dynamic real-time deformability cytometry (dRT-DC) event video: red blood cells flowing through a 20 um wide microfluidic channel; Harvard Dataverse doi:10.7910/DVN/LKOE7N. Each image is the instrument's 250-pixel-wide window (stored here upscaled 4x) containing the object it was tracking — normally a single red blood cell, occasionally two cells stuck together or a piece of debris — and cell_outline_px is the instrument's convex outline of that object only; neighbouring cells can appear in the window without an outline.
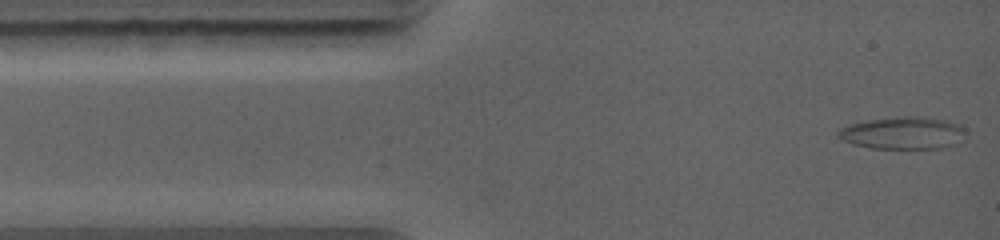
{"species": "common noctule bat (a hibernating species)", "species_latin": "Nyctalus noctula", "temperature_condition": "warm", "stored_images_in_passage": 5, "camera_frame_rate_fps": 5000, "um_per_image_px": 0.085, "animal": {"sex": "female", "body_mass_g": 19.0, "forearm_length_mm": 56.7}, "frame": {"image": 1, "passage_image": 1, "time_ms": 0.0, "image_size_px": [1000, 240], "cell_outline_px": [[964, 140], [944, 148], [868, 148], [852, 144], [836, 136], [836, 132], [840, 128], [848, 124], [868, 120], [896, 116], [924, 116], [948, 120], [960, 124], [964, 128]], "centroid_in_image_um": [76.76, 11.29], "position_along_channel_um": 8.2, "area_um2": 24.45}}
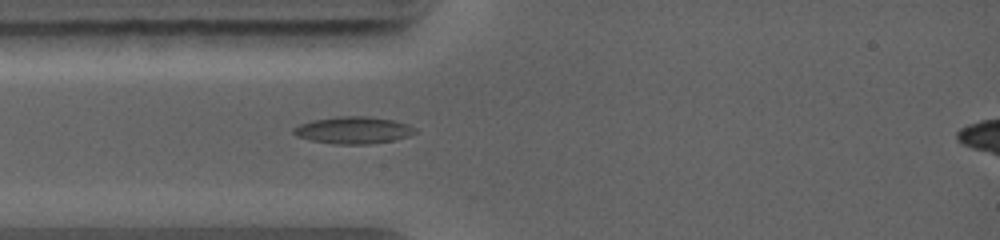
{"frame": {"image": 2, "passage_image": 4, "time_ms": 2.6, "image_size_px": [1000, 240], "cell_outline_px": [[416, 132], [408, 136], [396, 140], [368, 144], [332, 144], [312, 140], [296, 136], [292, 132], [292, 128], [300, 124], [312, 120], [336, 116], [368, 116], [392, 120], [408, 124], [416, 128]], "centroid_in_image_um": [30.02, 11.06], "position_along_channel_um": 55.0, "area_um2": 19.25}}
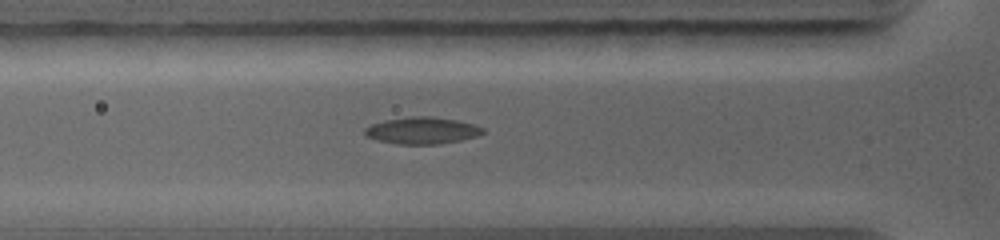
{"frame": {"image": 3, "passage_image": 5, "time_ms": 3.4, "image_size_px": [1000, 240], "cell_outline_px": [[484, 132], [476, 136], [460, 140], [440, 144], [396, 144], [376, 140], [364, 136], [364, 128], [372, 124], [384, 120], [412, 116], [428, 116], [456, 120], [472, 124], [484, 128]], "centroid_in_image_um": [35.82, 11.1], "position_along_channel_um": 90.0, "area_um2": 18.44}}